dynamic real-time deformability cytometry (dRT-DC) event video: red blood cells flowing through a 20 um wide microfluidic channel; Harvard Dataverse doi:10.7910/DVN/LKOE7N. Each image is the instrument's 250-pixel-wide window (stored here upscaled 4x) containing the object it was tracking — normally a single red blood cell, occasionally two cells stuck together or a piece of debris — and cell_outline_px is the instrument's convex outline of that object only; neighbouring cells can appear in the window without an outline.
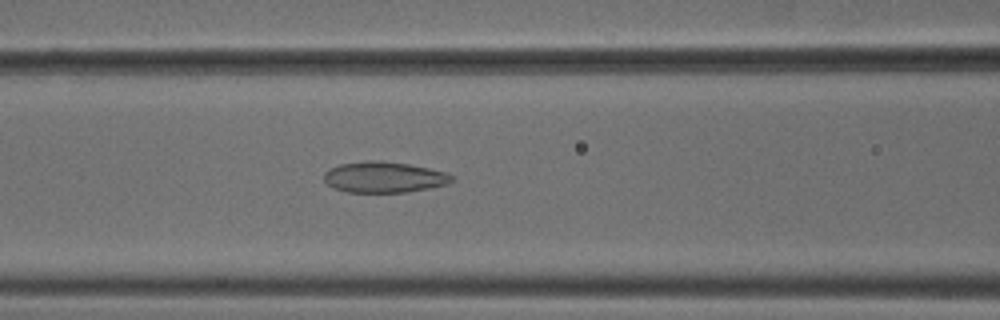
{"species": "common noctule bat (a hibernating species)", "species_latin": "Nyctalus noctula", "temperature_condition": "cold", "stored_images_in_passage": 28, "camera_frame_rate_fps": 3000, "um_per_image_px": 0.085, "animal": {"sex": "male", "body_mass_g": 18.8}, "frame": {"image": 1, "passage_image": 11, "time_ms": 3.333, "image_size_px": [1000, 320], "cell_outline_px": [[452, 180], [448, 184], [428, 188], [404, 192], [348, 192], [336, 188], [328, 184], [324, 180], [324, 172], [340, 164], [364, 160], [380, 160], [408, 164], [448, 172], [452, 176]], "centroid_in_image_um": [32.64, 15.04], "position_along_channel_um": 134.0, "area_um2": 22.89}}
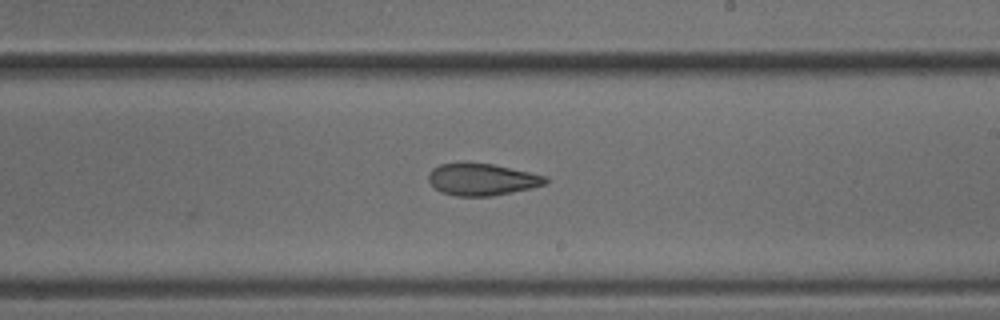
{"frame": {"image": 2, "passage_image": 20, "time_ms": 6.333, "image_size_px": [1000, 320], "cell_outline_px": [[548, 180], [544, 184], [532, 188], [492, 196], [456, 196], [440, 192], [428, 180], [428, 176], [432, 168], [440, 164], [492, 164], [528, 172], [544, 176]], "centroid_in_image_um": [40.94, 15.27], "position_along_channel_um": 248.1, "area_um2": 21.27}}
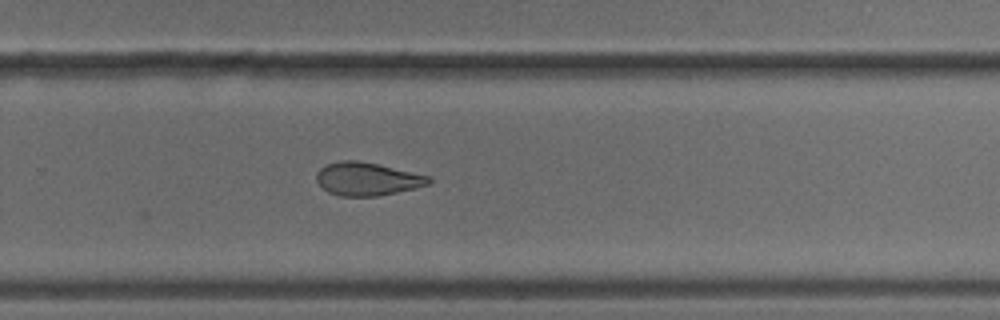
{"frame": {"image": 3, "passage_image": 24, "time_ms": 7.667, "image_size_px": [1000, 320], "cell_outline_px": [[432, 180], [428, 184], [416, 188], [380, 196], [340, 196], [328, 192], [316, 180], [316, 172], [320, 168], [328, 164], [344, 160], [356, 160], [376, 164], [432, 176]], "centroid_in_image_um": [31.23, 15.22], "position_along_channel_um": 298.6, "area_um2": 21.62}}